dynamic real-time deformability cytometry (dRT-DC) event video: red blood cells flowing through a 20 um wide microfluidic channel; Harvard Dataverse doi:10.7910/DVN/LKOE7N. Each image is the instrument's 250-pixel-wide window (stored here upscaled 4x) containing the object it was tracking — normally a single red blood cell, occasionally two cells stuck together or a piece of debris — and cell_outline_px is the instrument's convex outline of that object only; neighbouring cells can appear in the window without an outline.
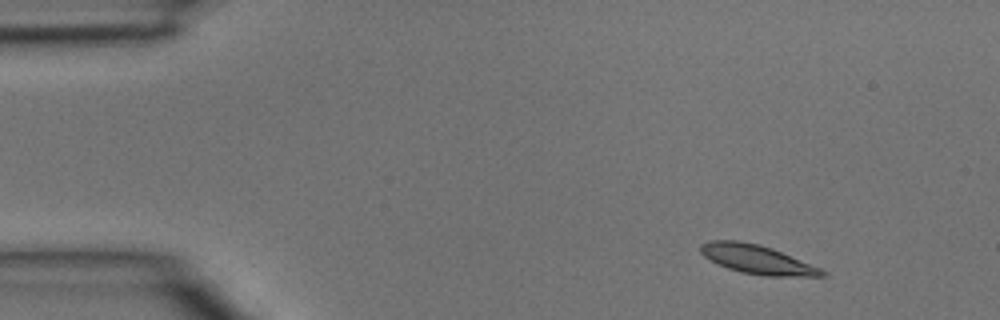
{"species": "common noctule bat (a hibernating species)", "species_latin": "Nyctalus noctula", "temperature_condition": "room temperature", "stored_images_in_passage": 3, "camera_frame_rate_fps": 3000, "um_per_image_px": 0.085, "animal": {"sex": "male", "body_mass_g": 15.6}, "frame": {"image": 1, "passage_image": 1, "time_ms": 0.0, "image_size_px": [1000, 320], "cell_outline_px": [[828, 276], [764, 276], [740, 272], [728, 268], [704, 256], [700, 252], [700, 244], [712, 240], [740, 240], [772, 248], [820, 268], [828, 272]], "centroid_in_image_um": [64.37, 22.05], "position_along_channel_um": 20.6, "area_um2": 20.29}}